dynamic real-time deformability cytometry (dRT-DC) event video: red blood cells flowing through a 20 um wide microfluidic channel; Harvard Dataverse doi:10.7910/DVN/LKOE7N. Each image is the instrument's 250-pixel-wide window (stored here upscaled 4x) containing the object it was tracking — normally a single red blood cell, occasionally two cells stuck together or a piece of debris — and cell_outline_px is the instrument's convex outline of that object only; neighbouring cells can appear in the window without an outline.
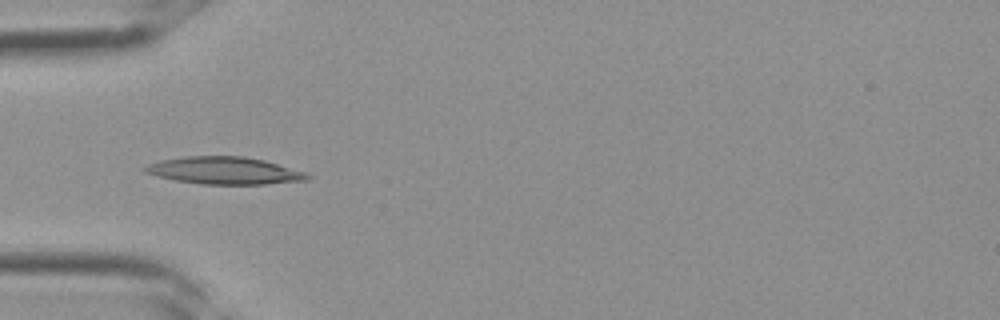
{"species": "Egyptian fruit bat (a non-hibernating species)", "species_latin": "Rousettus aegyptiacus", "temperature_condition": "room temperature", "stored_images_in_passage": 5, "camera_frame_rate_fps": 3000, "um_per_image_px": 0.085, "frame": {"image": 1, "passage_image": 5, "time_ms": 1.333, "image_size_px": [1000, 320], "cell_outline_px": [[312, 176], [308, 180], [264, 184], [200, 184], [176, 180], [156, 176], [144, 172], [140, 168], [148, 164], [160, 160], [184, 156], [244, 156], [264, 160], [304, 172]], "centroid_in_image_um": [19.02, 14.5], "position_along_channel_um": 66.0, "area_um2": 25.84}}